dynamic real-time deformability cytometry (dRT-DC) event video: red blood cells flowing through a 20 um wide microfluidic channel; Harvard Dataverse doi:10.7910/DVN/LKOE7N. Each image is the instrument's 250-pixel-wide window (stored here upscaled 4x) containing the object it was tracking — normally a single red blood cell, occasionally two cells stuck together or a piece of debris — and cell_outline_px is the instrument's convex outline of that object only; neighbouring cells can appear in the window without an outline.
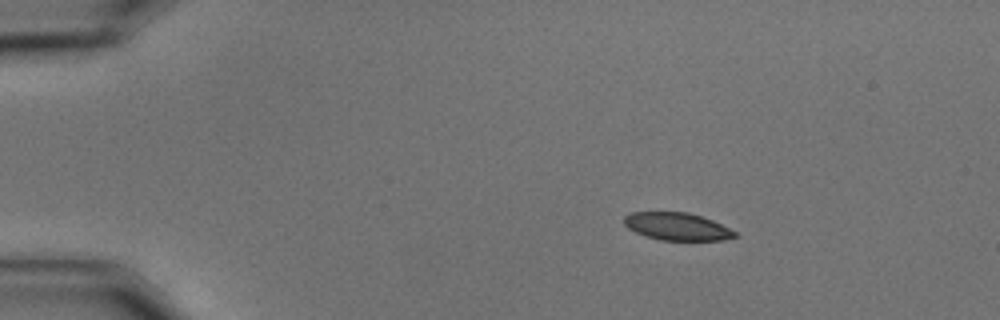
{"species": "common noctule bat (a hibernating species)", "species_latin": "Nyctalus noctula", "temperature_condition": "cold", "stored_images_in_passage": 22, "camera_frame_rate_fps": 3000, "um_per_image_px": 0.085, "animal": {"sex": "male", "body_mass_g": 15.6}, "frame": {"image": 1, "passage_image": 1, "time_ms": 0.0, "image_size_px": [1000, 320], "cell_outline_px": [[740, 236], [724, 240], [660, 240], [644, 236], [628, 228], [624, 224], [624, 216], [632, 212], [688, 212], [712, 220], [736, 232]], "centroid_in_image_um": [57.55, 19.26], "position_along_channel_um": 27.5, "area_um2": 17.8}}
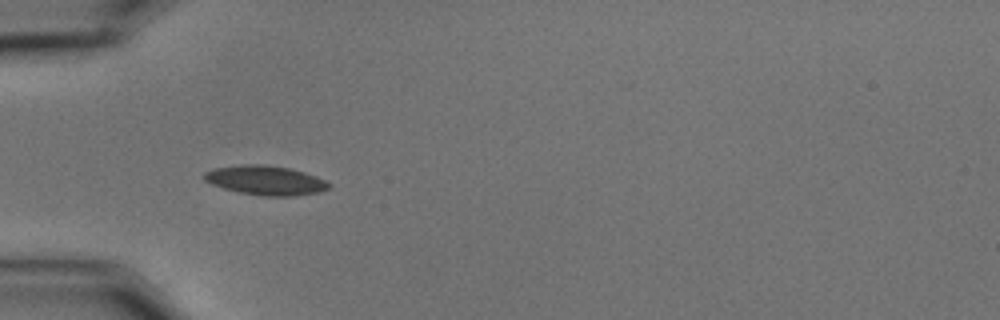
{"frame": {"image": 2, "passage_image": 10, "time_ms": 3.0, "image_size_px": [1000, 320], "cell_outline_px": [[332, 184], [328, 188], [320, 192], [296, 196], [264, 196], [240, 192], [224, 188], [212, 184], [204, 180], [200, 176], [204, 172], [212, 168], [244, 164], [264, 164], [288, 168], [304, 172], [316, 176]], "centroid_in_image_um": [22.55, 15.32], "position_along_channel_um": 62.5, "area_um2": 21.44}}